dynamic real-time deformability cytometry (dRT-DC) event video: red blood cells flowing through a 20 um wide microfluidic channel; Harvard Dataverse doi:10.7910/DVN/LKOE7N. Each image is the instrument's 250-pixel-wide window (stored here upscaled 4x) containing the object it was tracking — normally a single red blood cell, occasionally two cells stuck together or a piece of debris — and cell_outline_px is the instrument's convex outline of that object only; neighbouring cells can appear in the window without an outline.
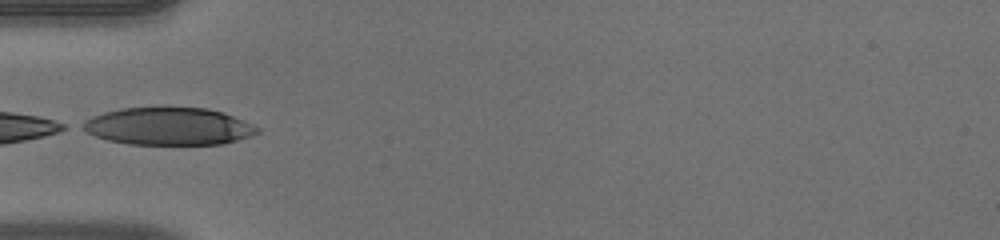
{"species": "human", "species_latin": "Homo sapiens", "temperature_condition": "warm", "stored_images_in_passage": 3, "camera_frame_rate_fps": 3000, "um_per_image_px": 0.085, "donor": {"sex": "male"}, "frame": {"image": 1, "passage_image": 1, "time_ms": 0.0, "image_size_px": [1000, 240], "cell_outline_px": [[260, 132], [252, 136], [220, 144], [132, 144], [108, 140], [96, 136], [80, 128], [76, 124], [92, 116], [104, 112], [120, 108], [208, 108], [224, 112], [260, 128]], "centroid_in_image_um": [14.29, 10.73], "position_along_channel_um": 70.7, "area_um2": 38.09}}